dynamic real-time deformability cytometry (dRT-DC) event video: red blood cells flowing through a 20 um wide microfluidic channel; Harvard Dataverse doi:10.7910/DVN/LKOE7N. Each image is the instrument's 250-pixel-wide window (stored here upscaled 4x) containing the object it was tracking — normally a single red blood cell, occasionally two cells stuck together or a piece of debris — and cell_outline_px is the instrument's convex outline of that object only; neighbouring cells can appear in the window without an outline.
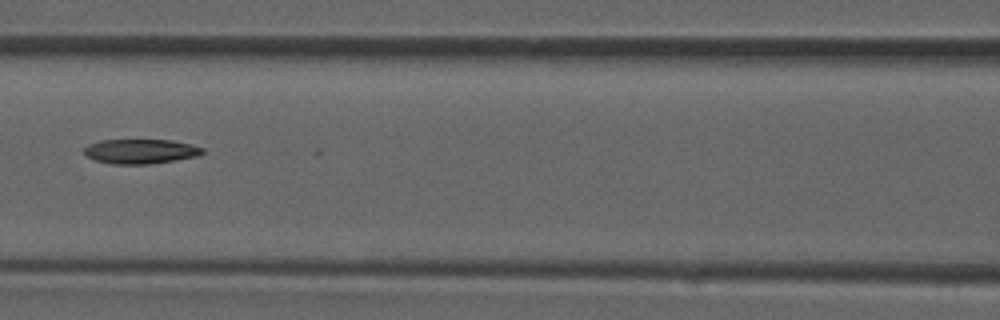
{"species": "common noctule bat (a hibernating species)", "species_latin": "Nyctalus noctula", "temperature_condition": "room temperature", "stored_images_in_passage": 22, "camera_frame_rate_fps": 3000, "um_per_image_px": 0.085, "animal": {"sex": "male", "forearm_length_mm": 52.5}, "frame": {"image": 1, "passage_image": 12, "time_ms": 3.667, "image_size_px": [1000, 320], "cell_outline_px": [[204, 152], [200, 156], [176, 160], [148, 164], [112, 164], [96, 160], [84, 156], [84, 148], [88, 144], [100, 140], [172, 140], [192, 144], [204, 148]], "centroid_in_image_um": [11.96, 12.86], "position_along_channel_um": 154.6, "area_um2": 17.17}}